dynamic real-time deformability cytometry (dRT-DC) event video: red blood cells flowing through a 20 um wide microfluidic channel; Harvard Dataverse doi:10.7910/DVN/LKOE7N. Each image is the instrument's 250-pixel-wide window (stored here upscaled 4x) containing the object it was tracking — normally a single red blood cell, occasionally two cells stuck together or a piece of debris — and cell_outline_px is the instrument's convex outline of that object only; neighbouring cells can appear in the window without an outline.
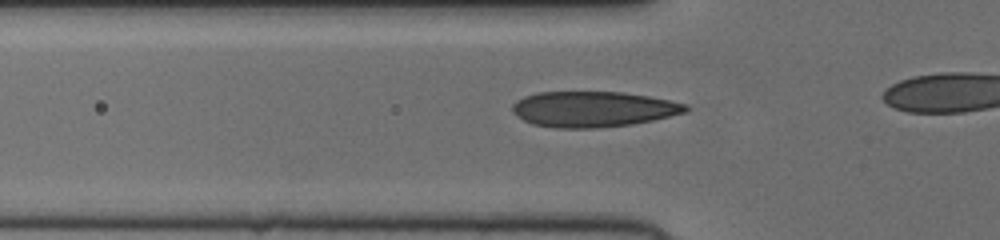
{"species": "human", "species_latin": "Homo sapiens", "temperature_condition": "cold", "stored_images_in_passage": 17, "camera_frame_rate_fps": 3000, "um_per_image_px": 0.085, "donor": {"sex": "female"}, "frame": {"image": 1, "passage_image": 5, "time_ms": 1.333, "image_size_px": [1000, 240], "cell_outline_px": [[688, 108], [684, 112], [652, 120], [632, 124], [596, 128], [556, 128], [532, 124], [524, 120], [512, 112], [512, 104], [516, 100], [524, 96], [536, 92], [624, 92], [648, 96], [688, 104]], "centroid_in_image_um": [50.37, 9.27], "position_along_channel_um": 75.4, "area_um2": 35.89}}
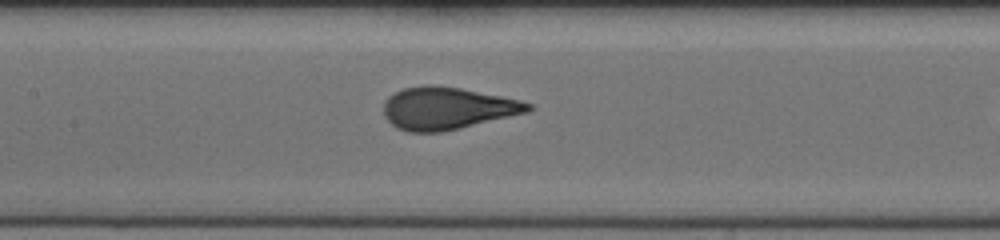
{"frame": {"image": 2, "passage_image": 12, "time_ms": 3.667, "image_size_px": [1000, 240], "cell_outline_px": [[532, 108], [528, 112], [460, 128], [440, 132], [408, 132], [396, 128], [384, 116], [384, 100], [388, 96], [404, 88], [424, 84], [432, 84], [460, 88], [520, 100], [532, 104]], "centroid_in_image_um": [37.98, 9.2], "position_along_channel_um": 169.4, "area_um2": 35.55}}
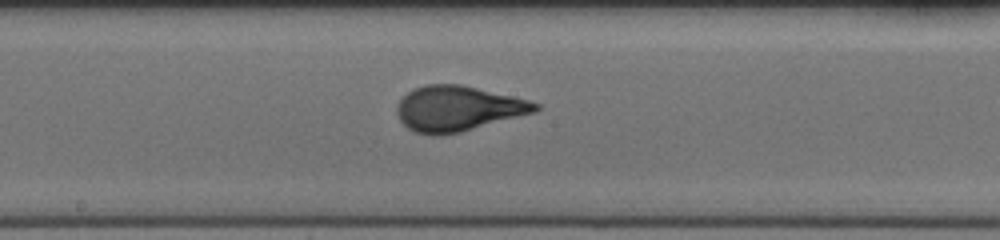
{"frame": {"image": 3, "passage_image": 15, "time_ms": 4.667, "image_size_px": [1000, 240], "cell_outline_px": [[540, 108], [536, 112], [460, 132], [444, 136], [432, 136], [412, 132], [400, 120], [396, 112], [396, 104], [412, 88], [428, 84], [460, 84], [512, 96], [528, 100], [540, 104]], "centroid_in_image_um": [38.89, 9.24], "position_along_channel_um": 209.3, "area_um2": 36.65}}